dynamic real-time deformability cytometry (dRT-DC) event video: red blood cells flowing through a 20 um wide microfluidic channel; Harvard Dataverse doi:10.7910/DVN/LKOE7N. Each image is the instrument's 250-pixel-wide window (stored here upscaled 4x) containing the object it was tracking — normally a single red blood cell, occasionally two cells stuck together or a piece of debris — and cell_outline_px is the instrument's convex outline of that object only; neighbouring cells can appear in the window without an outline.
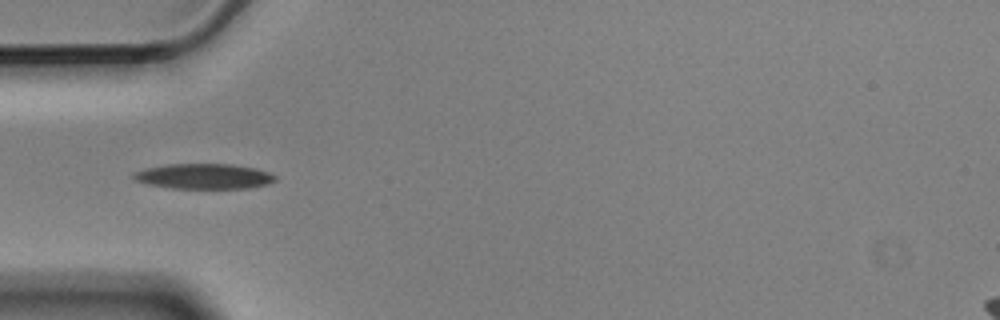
{"species": "Egyptian fruit bat (a non-hibernating species)", "species_latin": "Rousettus aegyptiacus", "temperature_condition": "cold", "stored_images_in_passage": 4, "camera_frame_rate_fps": 3000, "um_per_image_px": 0.085, "animal": {"sex": "male"}, "frame": {"image": 1, "passage_image": 1, "time_ms": 0.0, "image_size_px": [1000, 320], "cell_outline_px": [[276, 180], [268, 184], [248, 188], [172, 188], [148, 184], [136, 180], [128, 176], [132, 172], [144, 168], [168, 164], [232, 164], [256, 168], [268, 172], [276, 176]], "centroid_in_image_um": [17.29, 14.98], "position_along_channel_um": 67.7, "area_um2": 20.98}}
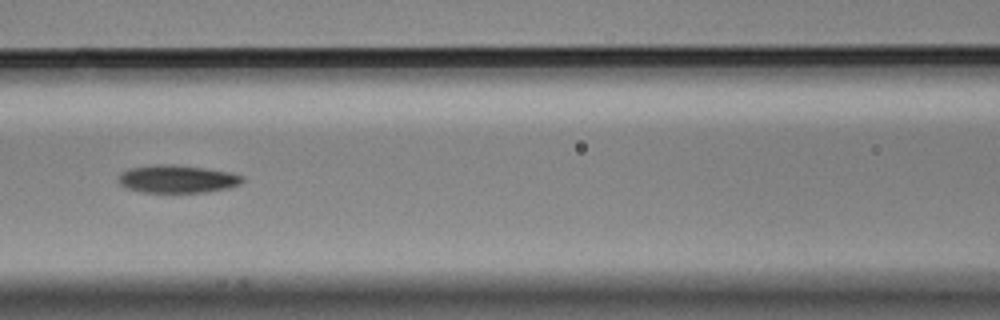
{"frame": {"image": 2, "passage_image": 3, "time_ms": 0.667, "image_size_px": [1000, 320], "cell_outline_px": [[244, 180], [240, 184], [228, 188], [204, 192], [140, 192], [128, 188], [120, 184], [116, 180], [120, 172], [128, 168], [156, 164], [176, 164], [204, 168], [228, 172], [244, 176]], "centroid_in_image_um": [15.02, 15.2], "position_along_channel_um": 151.6, "area_um2": 20.23}}
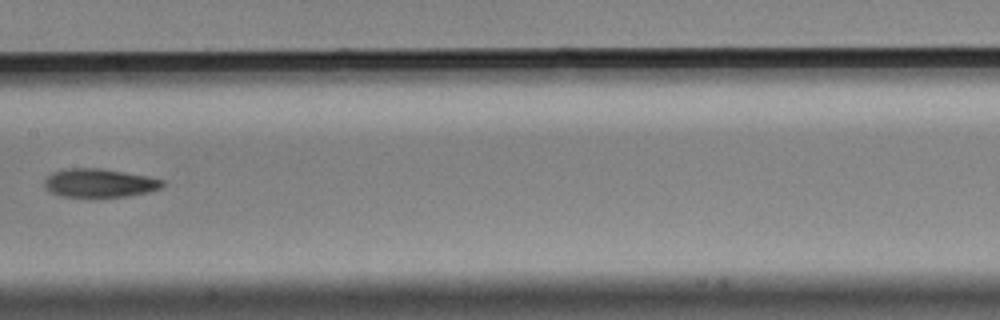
{"frame": {"image": 3, "passage_image": 4, "time_ms": 1.0, "image_size_px": [1000, 320], "cell_outline_px": [[164, 184], [160, 188], [148, 192], [100, 200], [88, 200], [60, 196], [44, 188], [44, 180], [52, 172], [64, 168], [100, 168], [148, 176], [164, 180]], "centroid_in_image_um": [8.39, 15.6], "position_along_channel_um": 199.0, "area_um2": 20.58}}